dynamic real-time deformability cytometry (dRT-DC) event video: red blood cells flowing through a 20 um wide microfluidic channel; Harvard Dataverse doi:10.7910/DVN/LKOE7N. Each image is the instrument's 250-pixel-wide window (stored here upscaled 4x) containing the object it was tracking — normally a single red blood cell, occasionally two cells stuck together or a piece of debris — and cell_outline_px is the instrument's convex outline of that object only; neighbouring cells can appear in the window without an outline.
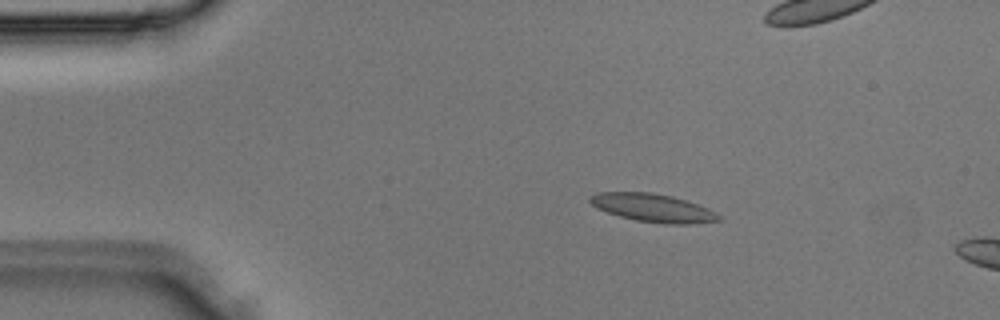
{"species": "Egyptian fruit bat (a non-hibernating species)", "species_latin": "Rousettus aegyptiacus", "temperature_condition": "room temperature", "stored_images_in_passage": 3, "camera_frame_rate_fps": 3000, "um_per_image_px": 0.085, "animal": {"sex": "male"}, "frame": {"image": 1, "passage_image": 1, "time_ms": 0.0, "image_size_px": [1000, 320], "cell_outline_px": [[724, 220], [692, 224], [664, 224], [636, 220], [620, 216], [596, 208], [588, 200], [588, 196], [596, 192], [652, 192], [672, 196], [708, 208], [716, 212]], "centroid_in_image_um": [55.5, 17.67], "position_along_channel_um": 29.5, "area_um2": 21.21}}